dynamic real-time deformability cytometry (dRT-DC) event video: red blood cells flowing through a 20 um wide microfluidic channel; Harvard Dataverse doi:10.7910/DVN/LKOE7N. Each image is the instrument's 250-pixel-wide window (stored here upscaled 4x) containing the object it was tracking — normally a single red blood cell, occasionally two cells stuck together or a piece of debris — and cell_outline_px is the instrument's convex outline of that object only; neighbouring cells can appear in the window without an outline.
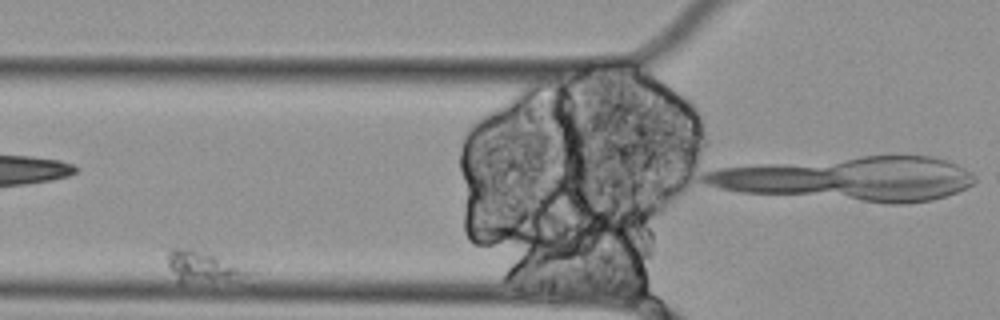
{"species": "Egyptian fruit bat (a non-hibernating species)", "species_latin": "Rousettus aegyptiacus", "temperature_condition": "cold", "stored_images_in_passage": 7, "camera_frame_rate_fps": 3000, "um_per_image_px": 0.085, "animal": {"sex": "female"}, "frame": {"image": 1, "passage_image": 3, "time_ms": 0.667, "image_size_px": [1000, 320], "cell_outline_px": [[252, 284], [180, 284], [176, 280], [168, 268], [164, 256], [164, 248], [192, 248], [212, 252], [252, 272]], "centroid_in_image_um": [17.36, 22.77], "position_along_channel_um": 108.4, "area_um2": 17.28}}